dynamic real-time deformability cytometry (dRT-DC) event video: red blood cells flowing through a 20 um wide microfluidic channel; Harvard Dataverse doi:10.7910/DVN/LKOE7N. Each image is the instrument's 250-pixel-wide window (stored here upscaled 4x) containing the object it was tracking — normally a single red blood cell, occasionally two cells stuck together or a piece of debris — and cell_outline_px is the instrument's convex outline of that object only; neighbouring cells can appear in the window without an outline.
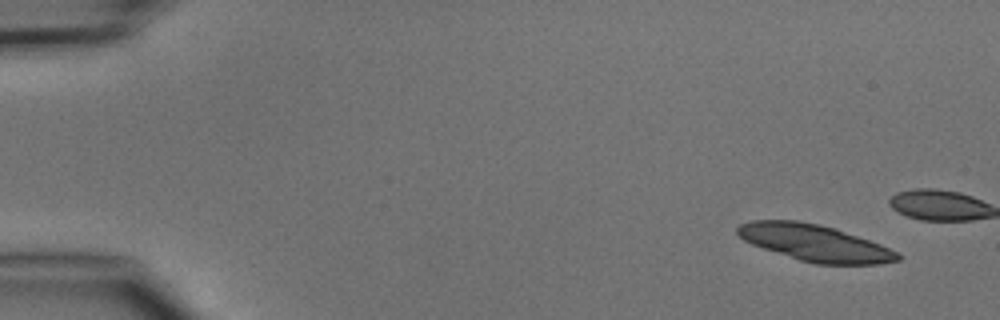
{"species": "common noctule bat (a hibernating species)", "species_latin": "Nyctalus noctula", "temperature_condition": "cold", "stored_images_in_passage": 4, "camera_frame_rate_fps": 3000, "um_per_image_px": 0.085, "animal": {"sex": "male", "body_mass_g": 15.6}, "frame": {"image": 1, "passage_image": 1, "time_ms": 0.0, "image_size_px": [1000, 320], "cell_outline_px": [[904, 256], [900, 260], [880, 264], [816, 264], [800, 260], [752, 244], [744, 240], [736, 232], [736, 228], [740, 224], [752, 220], [796, 220], [820, 224], [836, 228], [880, 244]], "centroid_in_image_um": [69.27, 20.64], "position_along_channel_um": 15.7, "area_um2": 33.99}}